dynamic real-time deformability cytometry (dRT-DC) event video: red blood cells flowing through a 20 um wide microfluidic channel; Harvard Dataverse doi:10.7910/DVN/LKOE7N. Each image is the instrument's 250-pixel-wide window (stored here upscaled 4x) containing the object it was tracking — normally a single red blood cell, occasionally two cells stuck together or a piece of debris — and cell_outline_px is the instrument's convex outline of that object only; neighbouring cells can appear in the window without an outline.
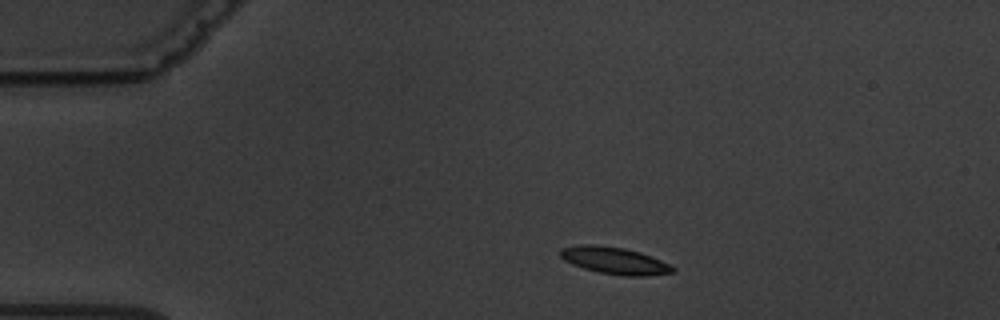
{"species": "common noctule bat (a hibernating species)", "species_latin": "Nyctalus noctula", "temperature_condition": "warm", "stored_images_in_passage": 7, "camera_frame_rate_fps": 3000, "um_per_image_px": 0.085, "animal": {"sex": "male", "body_mass_g": 19.5, "forearm_length_mm": 54.6}, "frame": {"image": 1, "passage_image": 1, "time_ms": 0.0, "image_size_px": [1000, 320], "cell_outline_px": [[676, 272], [644, 276], [624, 276], [600, 272], [584, 268], [572, 264], [564, 260], [560, 256], [560, 248], [584, 244], [592, 244], [624, 248], [640, 252], [660, 260], [676, 268]], "centroid_in_image_um": [52.24, 22.15], "position_along_channel_um": 32.8, "area_um2": 17.57}}
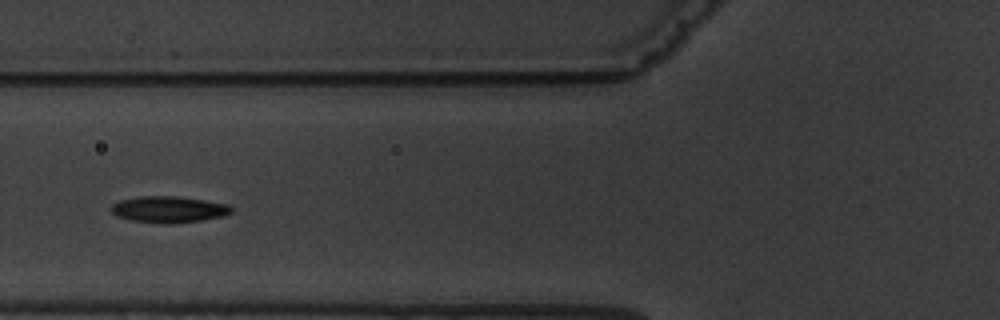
{"frame": {"image": 2, "passage_image": 4, "time_ms": 3.667, "image_size_px": [1000, 320], "cell_outline_px": [[232, 212], [224, 216], [200, 220], [172, 224], [164, 224], [132, 220], [116, 216], [108, 208], [112, 204], [120, 200], [136, 196], [176, 196], [204, 200], [228, 204], [232, 208]], "centroid_in_image_um": [14.31, 17.79], "position_along_channel_um": 111.5, "area_um2": 18.61}}
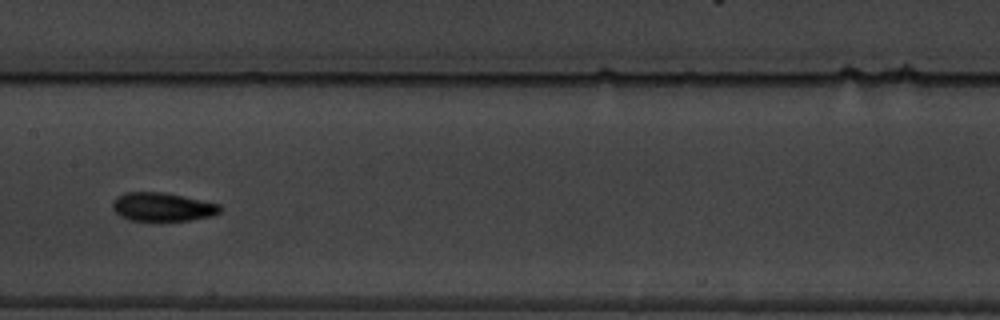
{"frame": {"image": 3, "passage_image": 6, "time_ms": 6.0, "image_size_px": [1000, 320], "cell_outline_px": [[224, 208], [220, 212], [212, 216], [188, 220], [132, 220], [120, 216], [112, 208], [112, 204], [116, 196], [124, 192], [164, 192], [184, 196], [220, 204]], "centroid_in_image_um": [13.82, 17.57], "position_along_channel_um": 193.6, "area_um2": 17.92}}